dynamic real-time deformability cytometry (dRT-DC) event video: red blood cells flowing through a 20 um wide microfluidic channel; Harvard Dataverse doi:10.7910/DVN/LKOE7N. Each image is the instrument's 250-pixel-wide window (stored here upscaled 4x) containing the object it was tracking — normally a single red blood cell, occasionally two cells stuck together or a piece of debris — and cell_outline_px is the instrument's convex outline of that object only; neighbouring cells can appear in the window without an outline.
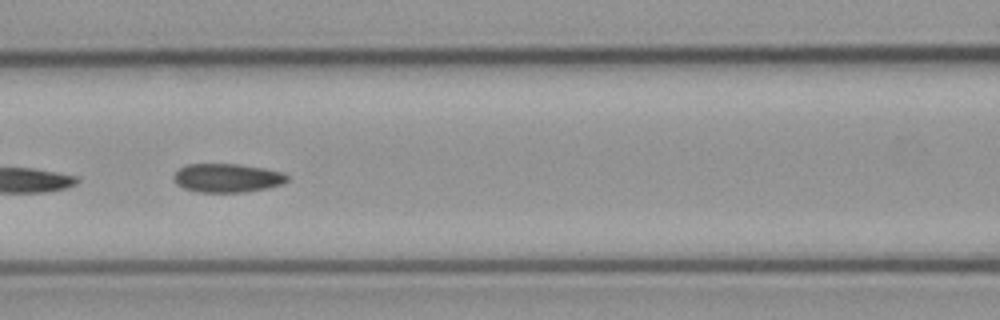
{"species": "common noctule bat (a hibernating species)", "species_latin": "Nyctalus noctula", "temperature_condition": "cold", "stored_images_in_passage": 13, "camera_frame_rate_fps": 3000, "um_per_image_px": 0.085, "animal": {"sex": "male", "body_mass_g": 23.1, "forearm_length_mm": 52.7}, "frame": {"image": 1, "passage_image": 5, "time_ms": 5.667, "image_size_px": [1000, 320], "cell_outline_px": [[288, 180], [284, 184], [268, 188], [244, 192], [196, 192], [184, 188], [176, 184], [172, 180], [172, 176], [180, 168], [188, 164], [240, 164], [264, 168], [284, 172], [288, 176]], "centroid_in_image_um": [19.32, 15.13], "position_along_channel_um": 147.3, "area_um2": 19.25}}
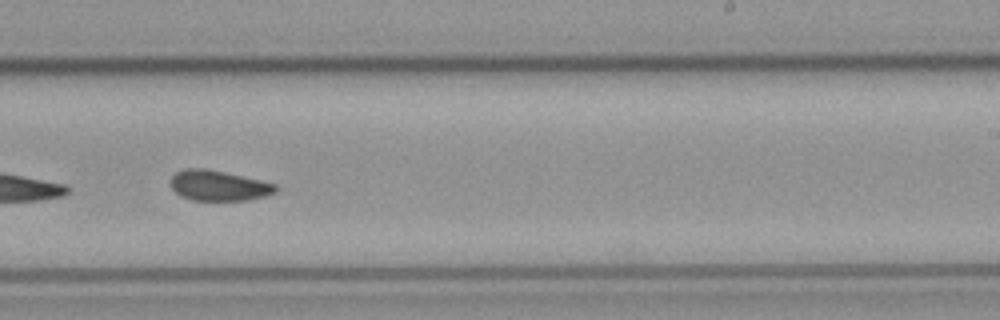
{"frame": {"image": 2, "passage_image": 8, "time_ms": 9.0, "image_size_px": [1000, 320], "cell_outline_px": [[276, 192], [264, 196], [248, 200], [192, 200], [180, 196], [172, 188], [172, 176], [176, 172], [184, 168], [204, 168], [224, 172], [260, 180], [276, 184]], "centroid_in_image_um": [18.57, 15.77], "position_along_channel_um": 270.4, "area_um2": 18.38}}
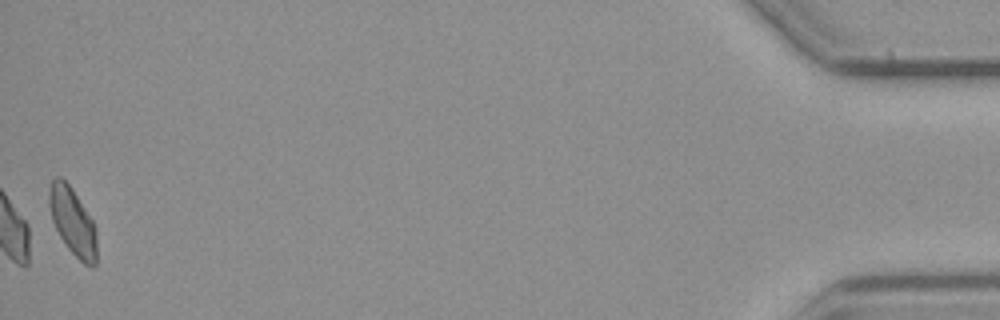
{"frame": {"image": 3, "passage_image": 13, "time_ms": 16.0, "image_size_px": [1000, 320], "cell_outline_px": [[96, 264], [92, 268], [84, 264], [68, 248], [60, 236], [52, 220], [48, 204], [48, 192], [52, 180], [56, 176], [60, 176], [72, 188], [92, 220], [96, 228]], "centroid_in_image_um": [6.17, 18.83], "position_along_channel_um": 429.0, "area_um2": 18.61}, "authors_computed_cell_mechanics": {"area_um2": 18.9584, "velocity_mm_per_s": 3.6857, "shape_relaxation_time_tau1_ms": 1.4844, "shape_relaxation_time_tau2_ms": 2.0066, "deformation_change_tau1": 0.1149, "deformation_change_tau2": 0.055}}